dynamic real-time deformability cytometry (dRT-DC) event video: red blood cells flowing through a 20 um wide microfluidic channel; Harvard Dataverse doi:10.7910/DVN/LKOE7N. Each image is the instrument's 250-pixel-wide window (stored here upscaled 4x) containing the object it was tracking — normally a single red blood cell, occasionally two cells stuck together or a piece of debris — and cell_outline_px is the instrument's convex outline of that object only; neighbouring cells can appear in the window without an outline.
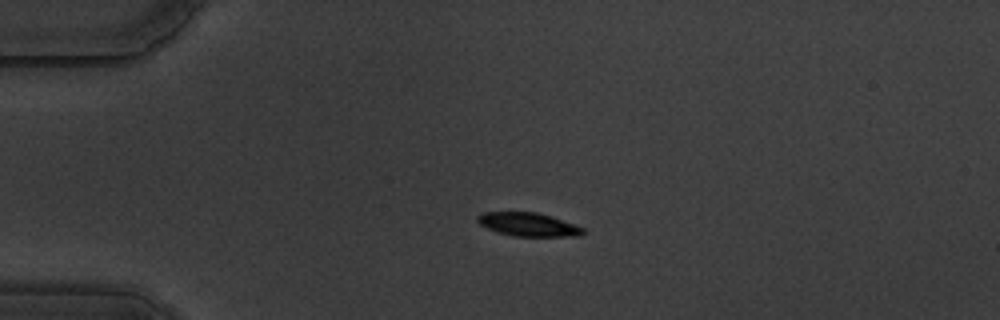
{"species": "common noctule bat (a hibernating species)", "species_latin": "Nyctalus noctula", "temperature_condition": "warm", "stored_images_in_passage": 46, "camera_frame_rate_fps": 3000, "um_per_image_px": 0.085, "animal": {"sex": "male", "body_mass_g": 19.5, "forearm_length_mm": 54.6}, "frame": {"image": 1, "passage_image": 2, "time_ms": 0.333, "image_size_px": [1000, 320], "cell_outline_px": [[584, 232], [580, 236], [512, 236], [488, 228], [480, 224], [476, 220], [476, 216], [484, 212], [536, 212], [552, 216], [584, 228]], "centroid_in_image_um": [44.9, 19.07], "position_along_channel_um": 40.1, "area_um2": 14.33}}
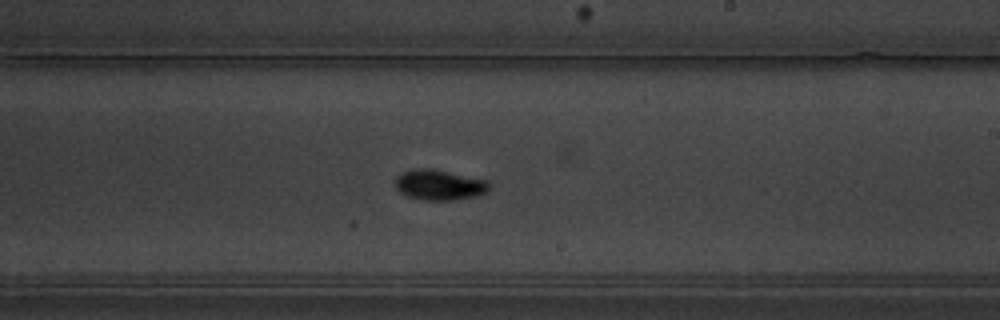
{"frame": {"image": 2, "passage_image": 23, "time_ms": 7.333, "image_size_px": [1000, 320], "cell_outline_px": [[488, 192], [476, 196], [452, 200], [424, 200], [408, 196], [400, 192], [396, 188], [396, 176], [400, 172], [412, 168], [432, 168], [488, 180]], "centroid_in_image_um": [37.32, 15.7], "position_along_channel_um": 251.7, "area_um2": 16.76}}
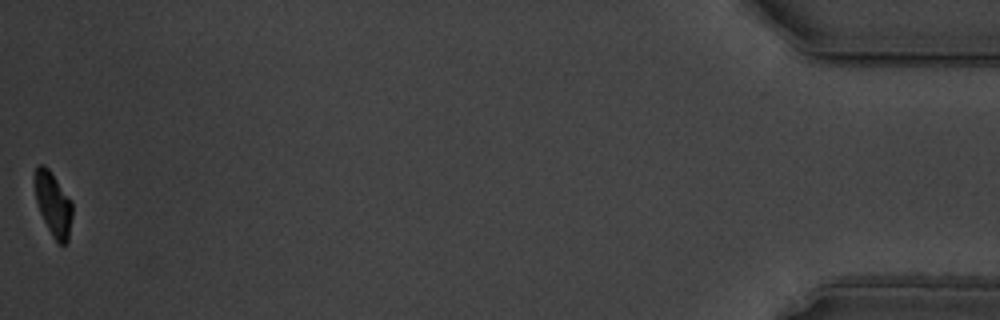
{"frame": {"image": 3, "passage_image": 46, "time_ms": 15.0, "image_size_px": [1000, 320], "cell_outline_px": [[72, 216], [68, 240], [64, 244], [60, 244], [52, 236], [40, 212], [36, 200], [36, 164], [44, 164], [48, 168], [72, 200]], "centroid_in_image_um": [4.55, 17.35], "position_along_channel_um": 430.6, "area_um2": 13.7}, "authors_computed_cell_mechanics": {"area_um2": 15.5482, "velocity_mm_per_s": 3.5145, "shape_relaxation_time_tau1_ms": 3.3328, "shape_relaxation_time_tau2_ms": 4.8687, "deformation_change_tau1": 0.1693, "deformation_change_tau2": 0.0483}}